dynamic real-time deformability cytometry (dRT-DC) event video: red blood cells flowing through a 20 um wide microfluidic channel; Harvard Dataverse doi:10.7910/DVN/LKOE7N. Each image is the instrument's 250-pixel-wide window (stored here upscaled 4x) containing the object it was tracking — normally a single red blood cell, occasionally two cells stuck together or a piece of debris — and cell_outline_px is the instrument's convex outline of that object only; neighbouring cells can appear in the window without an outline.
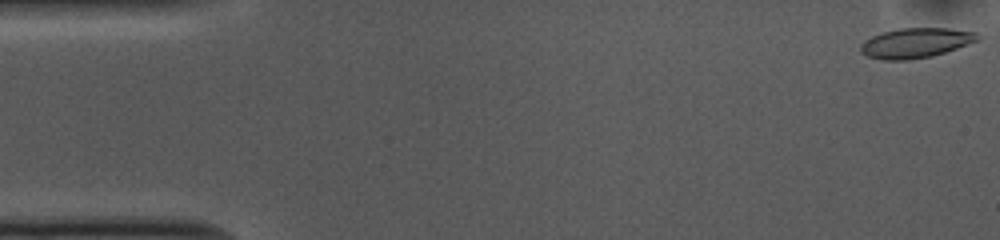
{"species": "common noctule bat (a hibernating species)", "species_latin": "Nyctalus noctula", "temperature_condition": "cold", "stored_images_in_passage": 53, "camera_frame_rate_fps": 3000, "um_per_image_px": 0.085, "animal": {"sex": "female", "body_mass_g": 10.0, "forearm_length_mm": 53.1}, "frame": {"image": 1, "passage_image": 1, "time_ms": 0.0, "image_size_px": [1000, 240], "cell_outline_px": [[980, 40], [932, 56], [908, 60], [880, 60], [868, 56], [860, 52], [860, 44], [864, 40], [872, 36], [884, 32], [900, 28], [948, 28], [976, 32], [980, 36]], "centroid_in_image_um": [77.82, 3.65], "position_along_channel_um": 7.2, "area_um2": 20.4}}
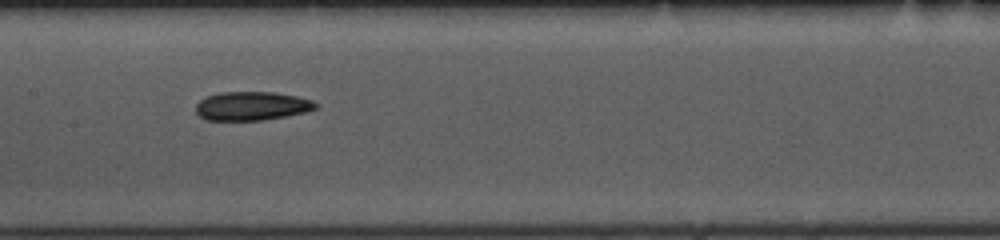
{"frame": {"image": 2, "passage_image": 25, "time_ms": 8.0, "image_size_px": [1000, 240], "cell_outline_px": [[320, 104], [316, 108], [308, 112], [264, 120], [208, 120], [200, 116], [196, 112], [196, 104], [204, 96], [220, 92], [276, 92], [296, 96], [312, 100]], "centroid_in_image_um": [21.42, 9.0], "position_along_channel_um": 186.0, "area_um2": 20.29}}
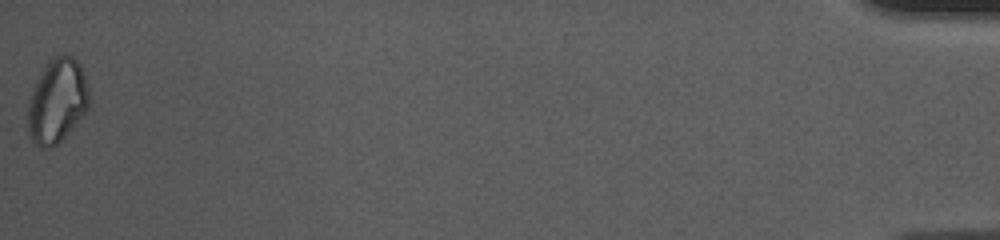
{"frame": {"image": 3, "passage_image": 53, "time_ms": 17.333, "image_size_px": [1000, 240], "cell_outline_px": [[88, 108], [60, 140], [52, 148], [40, 148], [28, 136], [28, 100], [32, 88], [48, 60], [52, 56], [60, 52], [64, 52], [72, 56], [80, 64], [88, 88]], "centroid_in_image_um": [4.82, 8.53], "position_along_channel_um": 430.4, "area_um2": 30.0}, "authors_computed_cell_mechanics": {"area_um2": 20.9814, "velocity_mm_per_s": 3.7134, "shape_relaxation_time_tau1_ms": 10.6101, "shape_relaxation_time_tau2_ms": null, "deformation_change_tau1": 0.2007, "deformation_change_tau2": null}}